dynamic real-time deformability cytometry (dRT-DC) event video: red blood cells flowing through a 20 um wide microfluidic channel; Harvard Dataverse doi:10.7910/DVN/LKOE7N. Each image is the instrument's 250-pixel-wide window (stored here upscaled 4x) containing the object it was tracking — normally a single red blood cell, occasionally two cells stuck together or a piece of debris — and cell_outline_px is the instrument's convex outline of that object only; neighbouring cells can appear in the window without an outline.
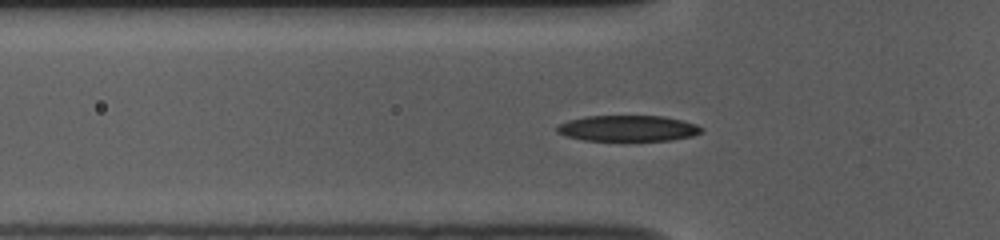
{"species": "common noctule bat (a hibernating species)", "species_latin": "Nyctalus noctula", "temperature_condition": "room temperature", "stored_images_in_passage": 38, "camera_frame_rate_fps": 3000, "um_per_image_px": 0.085, "animal": {"sex": "female", "body_mass_g": 10.0, "forearm_length_mm": 53.1}, "frame": {"image": 1, "passage_image": 9, "time_ms": 2.667, "image_size_px": [1000, 240], "cell_outline_px": [[704, 132], [692, 136], [672, 140], [584, 140], [568, 136], [556, 132], [556, 128], [560, 124], [568, 120], [584, 116], [664, 116], [684, 120], [696, 124], [704, 128]], "centroid_in_image_um": [53.43, 10.9], "position_along_channel_um": 72.4, "area_um2": 21.85}}
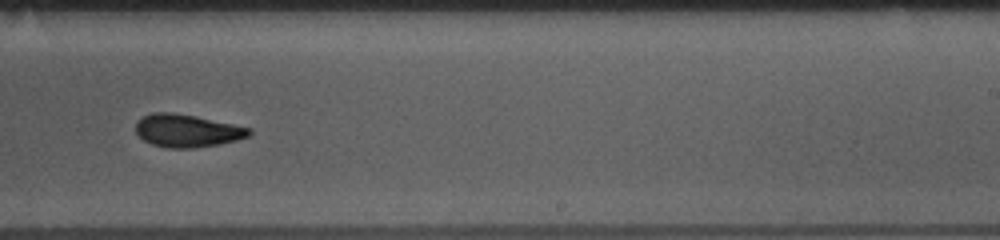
{"frame": {"image": 2, "passage_image": 25, "time_ms": 8.0, "image_size_px": [1000, 240], "cell_outline_px": [[252, 132], [248, 136], [236, 140], [220, 144], [192, 148], [168, 148], [152, 144], [144, 140], [136, 132], [136, 120], [152, 112], [172, 112], [196, 116], [252, 128]], "centroid_in_image_um": [15.9, 11.1], "position_along_channel_um": 273.1, "area_um2": 21.68}}
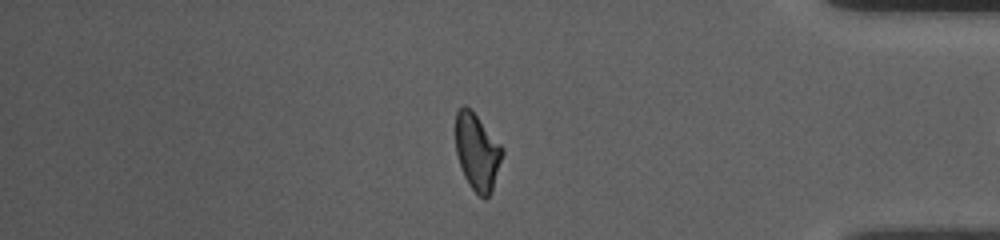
{"frame": {"image": 3, "passage_image": 37, "time_ms": 12.0, "image_size_px": [1000, 240], "cell_outline_px": [[504, 152], [492, 192], [484, 200], [468, 184], [464, 176], [456, 152], [456, 112], [464, 104], [472, 108], [504, 148]], "centroid_in_image_um": [40.58, 12.88], "position_along_channel_um": 394.6, "area_um2": 21.15}}